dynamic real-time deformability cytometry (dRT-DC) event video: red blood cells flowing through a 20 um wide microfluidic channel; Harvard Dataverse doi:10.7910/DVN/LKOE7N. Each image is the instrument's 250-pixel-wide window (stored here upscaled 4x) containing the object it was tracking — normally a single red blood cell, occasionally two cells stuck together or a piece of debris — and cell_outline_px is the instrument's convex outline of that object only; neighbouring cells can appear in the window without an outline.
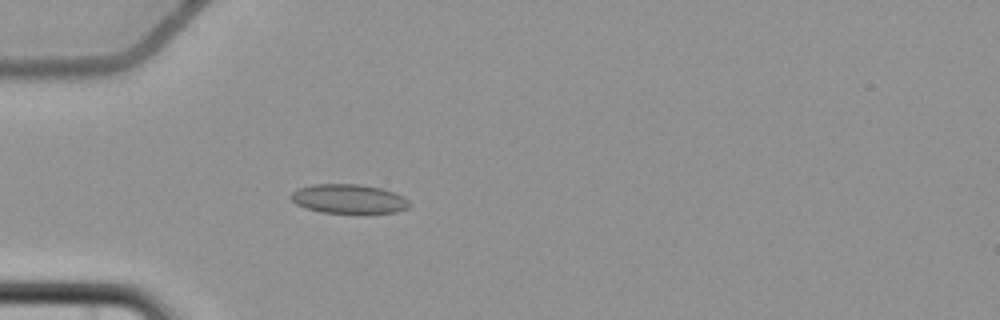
{"species": "common noctule bat (a hibernating species)", "species_latin": "Nyctalus noctula", "temperature_condition": "cold", "stored_images_in_passage": 4, "camera_frame_rate_fps": 3000, "um_per_image_px": 0.085, "animal": {"sex": "female", "body_mass_g": 22.7, "forearm_length_mm": 54.2}, "frame": {"image": 1, "passage_image": 4, "time_ms": 3.667, "image_size_px": [1000, 320], "cell_outline_px": [[412, 204], [408, 208], [396, 212], [320, 212], [304, 208], [296, 204], [292, 200], [292, 192], [300, 188], [312, 184], [360, 184], [384, 188], [396, 192], [404, 196]], "centroid_in_image_um": [29.69, 16.89], "position_along_channel_um": 55.3, "area_um2": 20.17}}